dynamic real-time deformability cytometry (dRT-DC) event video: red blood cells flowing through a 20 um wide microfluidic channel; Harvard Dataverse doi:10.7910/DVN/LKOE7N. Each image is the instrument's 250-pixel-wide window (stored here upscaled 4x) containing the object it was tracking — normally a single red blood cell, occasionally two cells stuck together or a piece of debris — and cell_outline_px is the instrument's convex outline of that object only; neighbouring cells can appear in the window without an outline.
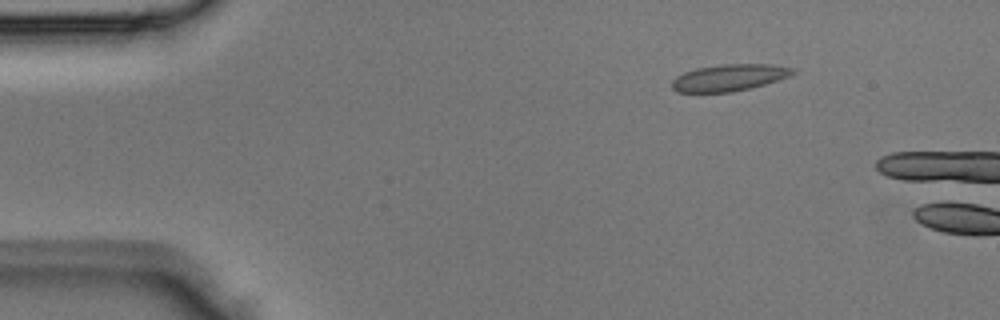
{"species": "Egyptian fruit bat (a non-hibernating species)", "species_latin": "Rousettus aegyptiacus", "temperature_condition": "room temperature", "stored_images_in_passage": 5, "segment_of_instrument_passage": [2, 2], "camera_frame_rate_fps": 3000, "um_per_image_px": 0.085, "animal": {"sex": "male"}, "frame": {"image": 1, "passage_image": 5, "time_ms": 1.333, "image_size_px": [1000, 320], "cell_outline_px": [[796, 72], [788, 76], [752, 88], [732, 92], [676, 92], [672, 88], [672, 80], [676, 76], [684, 72], [696, 68], [720, 64], [772, 64], [796, 68]], "centroid_in_image_um": [61.97, 6.59], "position_along_channel_um": 23.0, "area_um2": 18.9}}